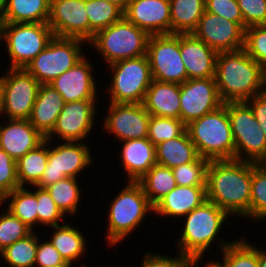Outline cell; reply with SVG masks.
I'll return each mask as SVG.
<instances>
[{
	"label": "cell",
	"mask_w": 266,
	"mask_h": 267,
	"mask_svg": "<svg viewBox=\"0 0 266 267\" xmlns=\"http://www.w3.org/2000/svg\"><path fill=\"white\" fill-rule=\"evenodd\" d=\"M104 1L114 3L124 11L127 8V6L129 5V2L131 0H104Z\"/></svg>",
	"instance_id": "816d5d0a"
},
{
	"label": "cell",
	"mask_w": 266,
	"mask_h": 267,
	"mask_svg": "<svg viewBox=\"0 0 266 267\" xmlns=\"http://www.w3.org/2000/svg\"><path fill=\"white\" fill-rule=\"evenodd\" d=\"M47 144L48 142L45 140L36 149L29 151L16 161L20 187H24L26 183L36 186L41 180L48 162Z\"/></svg>",
	"instance_id": "f546056e"
},
{
	"label": "cell",
	"mask_w": 266,
	"mask_h": 267,
	"mask_svg": "<svg viewBox=\"0 0 266 267\" xmlns=\"http://www.w3.org/2000/svg\"><path fill=\"white\" fill-rule=\"evenodd\" d=\"M214 78L224 103L246 101L266 88V70L244 49L218 52Z\"/></svg>",
	"instance_id": "7a4b0ae2"
},
{
	"label": "cell",
	"mask_w": 266,
	"mask_h": 267,
	"mask_svg": "<svg viewBox=\"0 0 266 267\" xmlns=\"http://www.w3.org/2000/svg\"><path fill=\"white\" fill-rule=\"evenodd\" d=\"M149 37L145 30L138 28L123 16L119 21L98 31L90 42L110 65L147 55Z\"/></svg>",
	"instance_id": "277c9868"
},
{
	"label": "cell",
	"mask_w": 266,
	"mask_h": 267,
	"mask_svg": "<svg viewBox=\"0 0 266 267\" xmlns=\"http://www.w3.org/2000/svg\"><path fill=\"white\" fill-rule=\"evenodd\" d=\"M104 127L121 141L147 138L150 114L143 103H111Z\"/></svg>",
	"instance_id": "e0dca14e"
},
{
	"label": "cell",
	"mask_w": 266,
	"mask_h": 267,
	"mask_svg": "<svg viewBox=\"0 0 266 267\" xmlns=\"http://www.w3.org/2000/svg\"><path fill=\"white\" fill-rule=\"evenodd\" d=\"M38 237L34 232L0 252L8 267H34Z\"/></svg>",
	"instance_id": "e575fe53"
},
{
	"label": "cell",
	"mask_w": 266,
	"mask_h": 267,
	"mask_svg": "<svg viewBox=\"0 0 266 267\" xmlns=\"http://www.w3.org/2000/svg\"><path fill=\"white\" fill-rule=\"evenodd\" d=\"M199 157L197 149L187 130L171 140L156 145L157 164L173 169L182 164L194 162Z\"/></svg>",
	"instance_id": "83f0119b"
},
{
	"label": "cell",
	"mask_w": 266,
	"mask_h": 267,
	"mask_svg": "<svg viewBox=\"0 0 266 267\" xmlns=\"http://www.w3.org/2000/svg\"><path fill=\"white\" fill-rule=\"evenodd\" d=\"M85 9L89 18V42L98 31L123 17V10L120 7L104 0H85Z\"/></svg>",
	"instance_id": "d6a6232c"
},
{
	"label": "cell",
	"mask_w": 266,
	"mask_h": 267,
	"mask_svg": "<svg viewBox=\"0 0 266 267\" xmlns=\"http://www.w3.org/2000/svg\"><path fill=\"white\" fill-rule=\"evenodd\" d=\"M1 26H2V20H1V11H0V39H1Z\"/></svg>",
	"instance_id": "680465c9"
},
{
	"label": "cell",
	"mask_w": 266,
	"mask_h": 267,
	"mask_svg": "<svg viewBox=\"0 0 266 267\" xmlns=\"http://www.w3.org/2000/svg\"><path fill=\"white\" fill-rule=\"evenodd\" d=\"M186 130L200 157L209 161L235 159V144L226 102L218 109L191 121L186 125Z\"/></svg>",
	"instance_id": "3957f363"
},
{
	"label": "cell",
	"mask_w": 266,
	"mask_h": 267,
	"mask_svg": "<svg viewBox=\"0 0 266 267\" xmlns=\"http://www.w3.org/2000/svg\"><path fill=\"white\" fill-rule=\"evenodd\" d=\"M49 267H71V266L70 265H57V266H49ZM83 267H85V266H83Z\"/></svg>",
	"instance_id": "6f0895ef"
},
{
	"label": "cell",
	"mask_w": 266,
	"mask_h": 267,
	"mask_svg": "<svg viewBox=\"0 0 266 267\" xmlns=\"http://www.w3.org/2000/svg\"><path fill=\"white\" fill-rule=\"evenodd\" d=\"M49 267L57 265H71L67 263L50 241L40 244L38 242L34 266Z\"/></svg>",
	"instance_id": "7dc6e473"
},
{
	"label": "cell",
	"mask_w": 266,
	"mask_h": 267,
	"mask_svg": "<svg viewBox=\"0 0 266 267\" xmlns=\"http://www.w3.org/2000/svg\"><path fill=\"white\" fill-rule=\"evenodd\" d=\"M207 200L206 186H176L154 205V212L161 215L182 217Z\"/></svg>",
	"instance_id": "cb8c5ba5"
},
{
	"label": "cell",
	"mask_w": 266,
	"mask_h": 267,
	"mask_svg": "<svg viewBox=\"0 0 266 267\" xmlns=\"http://www.w3.org/2000/svg\"><path fill=\"white\" fill-rule=\"evenodd\" d=\"M4 111V103H3V91H2V86L0 83V114Z\"/></svg>",
	"instance_id": "db71d44e"
},
{
	"label": "cell",
	"mask_w": 266,
	"mask_h": 267,
	"mask_svg": "<svg viewBox=\"0 0 266 267\" xmlns=\"http://www.w3.org/2000/svg\"><path fill=\"white\" fill-rule=\"evenodd\" d=\"M186 257L179 254L176 258L159 254H145L142 267H183Z\"/></svg>",
	"instance_id": "c3c4849f"
},
{
	"label": "cell",
	"mask_w": 266,
	"mask_h": 267,
	"mask_svg": "<svg viewBox=\"0 0 266 267\" xmlns=\"http://www.w3.org/2000/svg\"><path fill=\"white\" fill-rule=\"evenodd\" d=\"M205 8L207 12L238 23L245 30L237 0H205Z\"/></svg>",
	"instance_id": "f6af8a7d"
},
{
	"label": "cell",
	"mask_w": 266,
	"mask_h": 267,
	"mask_svg": "<svg viewBox=\"0 0 266 267\" xmlns=\"http://www.w3.org/2000/svg\"><path fill=\"white\" fill-rule=\"evenodd\" d=\"M92 66L85 57L72 68L49 83L63 97L64 102L96 100V83L91 74Z\"/></svg>",
	"instance_id": "ffe728a7"
},
{
	"label": "cell",
	"mask_w": 266,
	"mask_h": 267,
	"mask_svg": "<svg viewBox=\"0 0 266 267\" xmlns=\"http://www.w3.org/2000/svg\"><path fill=\"white\" fill-rule=\"evenodd\" d=\"M249 218H266V164L252 162Z\"/></svg>",
	"instance_id": "74e56055"
},
{
	"label": "cell",
	"mask_w": 266,
	"mask_h": 267,
	"mask_svg": "<svg viewBox=\"0 0 266 267\" xmlns=\"http://www.w3.org/2000/svg\"><path fill=\"white\" fill-rule=\"evenodd\" d=\"M35 187L34 193L24 189L25 187H18L6 194V201L11 198L8 210L30 229L38 222L37 186Z\"/></svg>",
	"instance_id": "836d02e7"
},
{
	"label": "cell",
	"mask_w": 266,
	"mask_h": 267,
	"mask_svg": "<svg viewBox=\"0 0 266 267\" xmlns=\"http://www.w3.org/2000/svg\"><path fill=\"white\" fill-rule=\"evenodd\" d=\"M6 200V194L0 189V204Z\"/></svg>",
	"instance_id": "11a10c76"
},
{
	"label": "cell",
	"mask_w": 266,
	"mask_h": 267,
	"mask_svg": "<svg viewBox=\"0 0 266 267\" xmlns=\"http://www.w3.org/2000/svg\"><path fill=\"white\" fill-rule=\"evenodd\" d=\"M82 42L83 40L78 38L54 36L47 47L24 69L40 84H49L84 57L80 47Z\"/></svg>",
	"instance_id": "30bf717a"
},
{
	"label": "cell",
	"mask_w": 266,
	"mask_h": 267,
	"mask_svg": "<svg viewBox=\"0 0 266 267\" xmlns=\"http://www.w3.org/2000/svg\"><path fill=\"white\" fill-rule=\"evenodd\" d=\"M87 147L86 144L71 141L54 149L48 147V162L36 186L46 188L65 177L77 178L76 175L93 162Z\"/></svg>",
	"instance_id": "4fadbf2b"
},
{
	"label": "cell",
	"mask_w": 266,
	"mask_h": 267,
	"mask_svg": "<svg viewBox=\"0 0 266 267\" xmlns=\"http://www.w3.org/2000/svg\"><path fill=\"white\" fill-rule=\"evenodd\" d=\"M147 57L154 80L181 85L188 79L180 54V33L150 35Z\"/></svg>",
	"instance_id": "8fae6325"
},
{
	"label": "cell",
	"mask_w": 266,
	"mask_h": 267,
	"mask_svg": "<svg viewBox=\"0 0 266 267\" xmlns=\"http://www.w3.org/2000/svg\"><path fill=\"white\" fill-rule=\"evenodd\" d=\"M48 23H2L1 38L7 44L10 68H25L53 39Z\"/></svg>",
	"instance_id": "ba28073f"
},
{
	"label": "cell",
	"mask_w": 266,
	"mask_h": 267,
	"mask_svg": "<svg viewBox=\"0 0 266 267\" xmlns=\"http://www.w3.org/2000/svg\"><path fill=\"white\" fill-rule=\"evenodd\" d=\"M245 24L251 26L266 25V0H237Z\"/></svg>",
	"instance_id": "ee69618b"
},
{
	"label": "cell",
	"mask_w": 266,
	"mask_h": 267,
	"mask_svg": "<svg viewBox=\"0 0 266 267\" xmlns=\"http://www.w3.org/2000/svg\"><path fill=\"white\" fill-rule=\"evenodd\" d=\"M251 181L252 162L236 159L209 161L207 200L215 203L228 215L249 217Z\"/></svg>",
	"instance_id": "6da1fadb"
},
{
	"label": "cell",
	"mask_w": 266,
	"mask_h": 267,
	"mask_svg": "<svg viewBox=\"0 0 266 267\" xmlns=\"http://www.w3.org/2000/svg\"><path fill=\"white\" fill-rule=\"evenodd\" d=\"M32 232V229L8 210L0 216V252Z\"/></svg>",
	"instance_id": "60d3db41"
},
{
	"label": "cell",
	"mask_w": 266,
	"mask_h": 267,
	"mask_svg": "<svg viewBox=\"0 0 266 267\" xmlns=\"http://www.w3.org/2000/svg\"><path fill=\"white\" fill-rule=\"evenodd\" d=\"M143 105L150 115L180 119V84L153 79Z\"/></svg>",
	"instance_id": "484cf974"
},
{
	"label": "cell",
	"mask_w": 266,
	"mask_h": 267,
	"mask_svg": "<svg viewBox=\"0 0 266 267\" xmlns=\"http://www.w3.org/2000/svg\"><path fill=\"white\" fill-rule=\"evenodd\" d=\"M192 33L217 52L244 48L245 30L238 23L206 10Z\"/></svg>",
	"instance_id": "9a60e30c"
},
{
	"label": "cell",
	"mask_w": 266,
	"mask_h": 267,
	"mask_svg": "<svg viewBox=\"0 0 266 267\" xmlns=\"http://www.w3.org/2000/svg\"><path fill=\"white\" fill-rule=\"evenodd\" d=\"M180 54L188 79L215 77L218 52L193 33H180Z\"/></svg>",
	"instance_id": "44dd1931"
},
{
	"label": "cell",
	"mask_w": 266,
	"mask_h": 267,
	"mask_svg": "<svg viewBox=\"0 0 266 267\" xmlns=\"http://www.w3.org/2000/svg\"><path fill=\"white\" fill-rule=\"evenodd\" d=\"M266 251L259 250V265L258 267H266Z\"/></svg>",
	"instance_id": "f5cc1de1"
},
{
	"label": "cell",
	"mask_w": 266,
	"mask_h": 267,
	"mask_svg": "<svg viewBox=\"0 0 266 267\" xmlns=\"http://www.w3.org/2000/svg\"><path fill=\"white\" fill-rule=\"evenodd\" d=\"M232 136L235 144V159L248 162H266V136L255 119L250 106L245 102H226ZM247 154L243 158L242 153Z\"/></svg>",
	"instance_id": "52a82bcc"
},
{
	"label": "cell",
	"mask_w": 266,
	"mask_h": 267,
	"mask_svg": "<svg viewBox=\"0 0 266 267\" xmlns=\"http://www.w3.org/2000/svg\"><path fill=\"white\" fill-rule=\"evenodd\" d=\"M243 49L266 70V25L245 29Z\"/></svg>",
	"instance_id": "b9f144b4"
},
{
	"label": "cell",
	"mask_w": 266,
	"mask_h": 267,
	"mask_svg": "<svg viewBox=\"0 0 266 267\" xmlns=\"http://www.w3.org/2000/svg\"><path fill=\"white\" fill-rule=\"evenodd\" d=\"M112 78L111 103H143L153 81L147 55L121 60L109 65Z\"/></svg>",
	"instance_id": "9c48e42d"
},
{
	"label": "cell",
	"mask_w": 266,
	"mask_h": 267,
	"mask_svg": "<svg viewBox=\"0 0 266 267\" xmlns=\"http://www.w3.org/2000/svg\"><path fill=\"white\" fill-rule=\"evenodd\" d=\"M95 100H78L64 103L52 132L46 137L51 142L52 135H59L64 141L80 142L92 130Z\"/></svg>",
	"instance_id": "ac0fdd59"
},
{
	"label": "cell",
	"mask_w": 266,
	"mask_h": 267,
	"mask_svg": "<svg viewBox=\"0 0 266 267\" xmlns=\"http://www.w3.org/2000/svg\"><path fill=\"white\" fill-rule=\"evenodd\" d=\"M234 243H223V262L221 267H258L259 250L249 242L240 239Z\"/></svg>",
	"instance_id": "d590c367"
},
{
	"label": "cell",
	"mask_w": 266,
	"mask_h": 267,
	"mask_svg": "<svg viewBox=\"0 0 266 267\" xmlns=\"http://www.w3.org/2000/svg\"><path fill=\"white\" fill-rule=\"evenodd\" d=\"M1 125L0 148L15 161L36 149L46 139L29 120L9 119V124L5 127Z\"/></svg>",
	"instance_id": "7402d4cb"
},
{
	"label": "cell",
	"mask_w": 266,
	"mask_h": 267,
	"mask_svg": "<svg viewBox=\"0 0 266 267\" xmlns=\"http://www.w3.org/2000/svg\"><path fill=\"white\" fill-rule=\"evenodd\" d=\"M53 228L56 231L52 234L53 236L49 241L63 259L67 263L72 264L73 261L77 260L85 252V238L80 231L68 224L53 226Z\"/></svg>",
	"instance_id": "1f68e13d"
},
{
	"label": "cell",
	"mask_w": 266,
	"mask_h": 267,
	"mask_svg": "<svg viewBox=\"0 0 266 267\" xmlns=\"http://www.w3.org/2000/svg\"><path fill=\"white\" fill-rule=\"evenodd\" d=\"M171 34L192 33L204 14L205 0H169Z\"/></svg>",
	"instance_id": "f1b7e54d"
},
{
	"label": "cell",
	"mask_w": 266,
	"mask_h": 267,
	"mask_svg": "<svg viewBox=\"0 0 266 267\" xmlns=\"http://www.w3.org/2000/svg\"><path fill=\"white\" fill-rule=\"evenodd\" d=\"M185 131L186 125L181 119L150 115L147 138L156 146L181 136Z\"/></svg>",
	"instance_id": "f35d334b"
},
{
	"label": "cell",
	"mask_w": 266,
	"mask_h": 267,
	"mask_svg": "<svg viewBox=\"0 0 266 267\" xmlns=\"http://www.w3.org/2000/svg\"><path fill=\"white\" fill-rule=\"evenodd\" d=\"M123 16L149 35L171 34L169 0H131Z\"/></svg>",
	"instance_id": "d6986e66"
},
{
	"label": "cell",
	"mask_w": 266,
	"mask_h": 267,
	"mask_svg": "<svg viewBox=\"0 0 266 267\" xmlns=\"http://www.w3.org/2000/svg\"><path fill=\"white\" fill-rule=\"evenodd\" d=\"M223 104L214 77L187 79L180 85V119L185 125Z\"/></svg>",
	"instance_id": "5bb4252c"
},
{
	"label": "cell",
	"mask_w": 266,
	"mask_h": 267,
	"mask_svg": "<svg viewBox=\"0 0 266 267\" xmlns=\"http://www.w3.org/2000/svg\"><path fill=\"white\" fill-rule=\"evenodd\" d=\"M245 102L252 109L256 121L266 136V91L253 96Z\"/></svg>",
	"instance_id": "681fc988"
},
{
	"label": "cell",
	"mask_w": 266,
	"mask_h": 267,
	"mask_svg": "<svg viewBox=\"0 0 266 267\" xmlns=\"http://www.w3.org/2000/svg\"><path fill=\"white\" fill-rule=\"evenodd\" d=\"M112 201L108 215L107 239L110 245H116L139 226L146 212L154 211V206L141 185L133 181H129Z\"/></svg>",
	"instance_id": "8992f818"
},
{
	"label": "cell",
	"mask_w": 266,
	"mask_h": 267,
	"mask_svg": "<svg viewBox=\"0 0 266 267\" xmlns=\"http://www.w3.org/2000/svg\"><path fill=\"white\" fill-rule=\"evenodd\" d=\"M48 25L56 37L89 41L85 0H51Z\"/></svg>",
	"instance_id": "2e32d148"
},
{
	"label": "cell",
	"mask_w": 266,
	"mask_h": 267,
	"mask_svg": "<svg viewBox=\"0 0 266 267\" xmlns=\"http://www.w3.org/2000/svg\"><path fill=\"white\" fill-rule=\"evenodd\" d=\"M76 178L65 177L46 187L51 198L63 214H75L79 205L80 190Z\"/></svg>",
	"instance_id": "8d00e7d4"
},
{
	"label": "cell",
	"mask_w": 266,
	"mask_h": 267,
	"mask_svg": "<svg viewBox=\"0 0 266 267\" xmlns=\"http://www.w3.org/2000/svg\"><path fill=\"white\" fill-rule=\"evenodd\" d=\"M8 72L0 78L4 112L8 119L28 120L41 84L24 68H10Z\"/></svg>",
	"instance_id": "7c38bea8"
},
{
	"label": "cell",
	"mask_w": 266,
	"mask_h": 267,
	"mask_svg": "<svg viewBox=\"0 0 266 267\" xmlns=\"http://www.w3.org/2000/svg\"><path fill=\"white\" fill-rule=\"evenodd\" d=\"M227 216L224 210L208 200L184 216L185 226L178 242L180 254L185 257H202Z\"/></svg>",
	"instance_id": "5b68a950"
},
{
	"label": "cell",
	"mask_w": 266,
	"mask_h": 267,
	"mask_svg": "<svg viewBox=\"0 0 266 267\" xmlns=\"http://www.w3.org/2000/svg\"><path fill=\"white\" fill-rule=\"evenodd\" d=\"M51 0H8L2 23H48Z\"/></svg>",
	"instance_id": "4316f807"
},
{
	"label": "cell",
	"mask_w": 266,
	"mask_h": 267,
	"mask_svg": "<svg viewBox=\"0 0 266 267\" xmlns=\"http://www.w3.org/2000/svg\"><path fill=\"white\" fill-rule=\"evenodd\" d=\"M209 160L198 157L194 162L174 167L172 173L178 186H206Z\"/></svg>",
	"instance_id": "ab89813d"
},
{
	"label": "cell",
	"mask_w": 266,
	"mask_h": 267,
	"mask_svg": "<svg viewBox=\"0 0 266 267\" xmlns=\"http://www.w3.org/2000/svg\"><path fill=\"white\" fill-rule=\"evenodd\" d=\"M124 142L121 152L122 164L129 181L138 182L156 162V146L148 139H133Z\"/></svg>",
	"instance_id": "d4e9b609"
},
{
	"label": "cell",
	"mask_w": 266,
	"mask_h": 267,
	"mask_svg": "<svg viewBox=\"0 0 266 267\" xmlns=\"http://www.w3.org/2000/svg\"><path fill=\"white\" fill-rule=\"evenodd\" d=\"M138 183L153 206L177 186L172 169L159 164H155Z\"/></svg>",
	"instance_id": "4dcf8cb0"
},
{
	"label": "cell",
	"mask_w": 266,
	"mask_h": 267,
	"mask_svg": "<svg viewBox=\"0 0 266 267\" xmlns=\"http://www.w3.org/2000/svg\"><path fill=\"white\" fill-rule=\"evenodd\" d=\"M37 203H38V222L46 226H59L58 221L64 214L57 207L55 201L51 198L46 188L37 187Z\"/></svg>",
	"instance_id": "7bdbcfd3"
},
{
	"label": "cell",
	"mask_w": 266,
	"mask_h": 267,
	"mask_svg": "<svg viewBox=\"0 0 266 267\" xmlns=\"http://www.w3.org/2000/svg\"><path fill=\"white\" fill-rule=\"evenodd\" d=\"M8 0H0V11L6 6Z\"/></svg>",
	"instance_id": "9f6ffc18"
},
{
	"label": "cell",
	"mask_w": 266,
	"mask_h": 267,
	"mask_svg": "<svg viewBox=\"0 0 266 267\" xmlns=\"http://www.w3.org/2000/svg\"><path fill=\"white\" fill-rule=\"evenodd\" d=\"M202 259V257H186L185 262L183 264V267H196V262ZM207 263L205 267H221V264L219 262H213Z\"/></svg>",
	"instance_id": "f907efd6"
},
{
	"label": "cell",
	"mask_w": 266,
	"mask_h": 267,
	"mask_svg": "<svg viewBox=\"0 0 266 267\" xmlns=\"http://www.w3.org/2000/svg\"><path fill=\"white\" fill-rule=\"evenodd\" d=\"M18 187L16 161L0 148V189L7 194Z\"/></svg>",
	"instance_id": "bcb514c9"
},
{
	"label": "cell",
	"mask_w": 266,
	"mask_h": 267,
	"mask_svg": "<svg viewBox=\"0 0 266 267\" xmlns=\"http://www.w3.org/2000/svg\"><path fill=\"white\" fill-rule=\"evenodd\" d=\"M61 94L49 84H41L29 122L45 138L52 132L64 106Z\"/></svg>",
	"instance_id": "603a6c76"
}]
</instances>
